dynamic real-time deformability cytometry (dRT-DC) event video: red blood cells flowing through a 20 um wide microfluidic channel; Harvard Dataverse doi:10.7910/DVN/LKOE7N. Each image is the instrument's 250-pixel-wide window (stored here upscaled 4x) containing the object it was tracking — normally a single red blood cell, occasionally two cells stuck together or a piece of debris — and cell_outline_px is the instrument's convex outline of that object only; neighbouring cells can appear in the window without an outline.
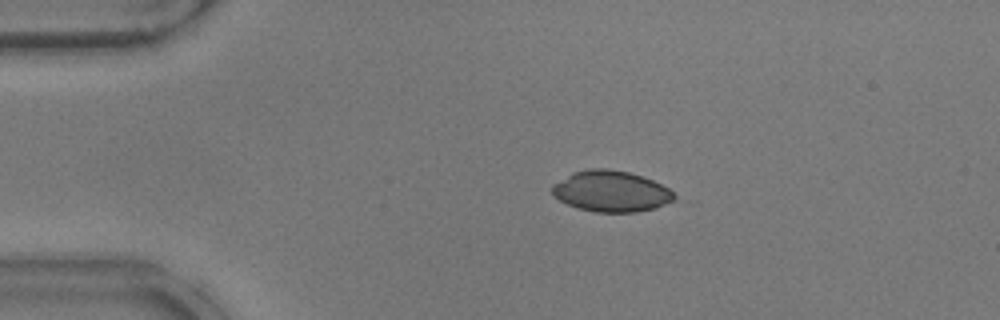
{"species": "common noctule bat (a hibernating species)", "species_latin": "Nyctalus noctula", "temperature_condition": "warm", "stored_images_in_passage": 28, "camera_frame_rate_fps": 3000, "um_per_image_px": 0.085, "animal": {"sex": "male", "body_mass_g": 17.9}, "frame": {"image": 1, "passage_image": 5, "time_ms": 1.333, "image_size_px": [1000, 320], "cell_outline_px": [[676, 200], [656, 208], [636, 212], [596, 212], [576, 208], [552, 196], [552, 184], [572, 172], [588, 168], [608, 168], [628, 172], [652, 180], [668, 188], [676, 196]], "centroid_in_image_um": [51.92, 16.26], "position_along_channel_um": 33.1, "area_um2": 29.36}}
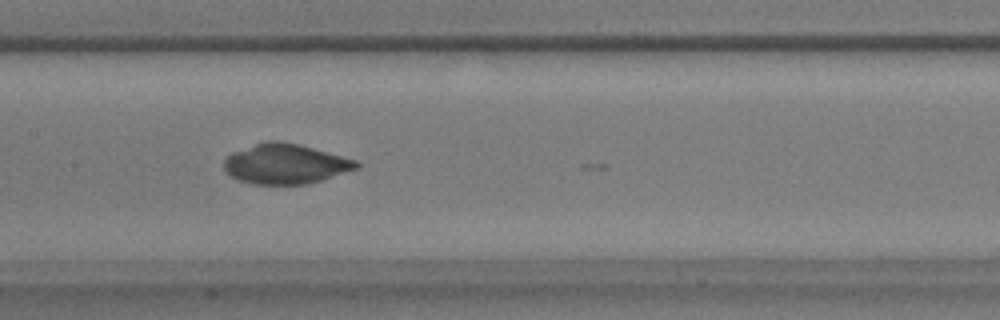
{"frame": {"image": 2, "passage_image": 20, "time_ms": 6.333, "image_size_px": [1000, 320], "cell_outline_px": [[360, 168], [308, 184], [252, 184], [236, 180], [224, 168], [224, 160], [232, 152], [268, 140], [280, 140], [300, 144], [356, 160], [360, 164]], "centroid_in_image_um": [24.27, 13.93], "position_along_channel_um": 183.1, "area_um2": 30.87}}